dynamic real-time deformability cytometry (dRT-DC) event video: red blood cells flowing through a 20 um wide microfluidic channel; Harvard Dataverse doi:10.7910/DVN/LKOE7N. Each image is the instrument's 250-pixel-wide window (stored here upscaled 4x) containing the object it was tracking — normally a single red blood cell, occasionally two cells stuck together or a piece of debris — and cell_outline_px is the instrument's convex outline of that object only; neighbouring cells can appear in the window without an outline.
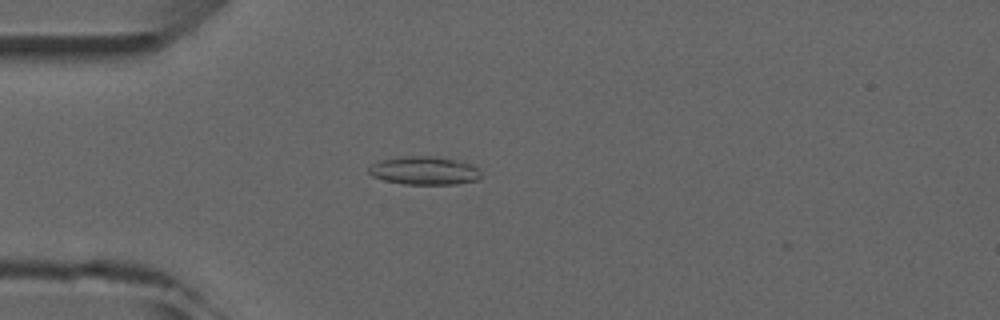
{"species": "common noctule bat (a hibernating species)", "species_latin": "Nyctalus noctula", "temperature_condition": "room temperature", "stored_images_in_passage": 4, "camera_frame_rate_fps": 3000, "um_per_image_px": 0.085, "animal": {"sex": "male", "forearm_length_mm": 52.5}, "frame": {"image": 1, "passage_image": 3, "time_ms": 2.333, "image_size_px": [1000, 320], "cell_outline_px": [[480, 180], [456, 184], [404, 184], [384, 180], [372, 176], [368, 172], [368, 168], [372, 164], [380, 160], [400, 156], [432, 156], [472, 164], [480, 172]], "centroid_in_image_um": [36.04, 14.51], "position_along_channel_um": 49.0, "area_um2": 18.44}}